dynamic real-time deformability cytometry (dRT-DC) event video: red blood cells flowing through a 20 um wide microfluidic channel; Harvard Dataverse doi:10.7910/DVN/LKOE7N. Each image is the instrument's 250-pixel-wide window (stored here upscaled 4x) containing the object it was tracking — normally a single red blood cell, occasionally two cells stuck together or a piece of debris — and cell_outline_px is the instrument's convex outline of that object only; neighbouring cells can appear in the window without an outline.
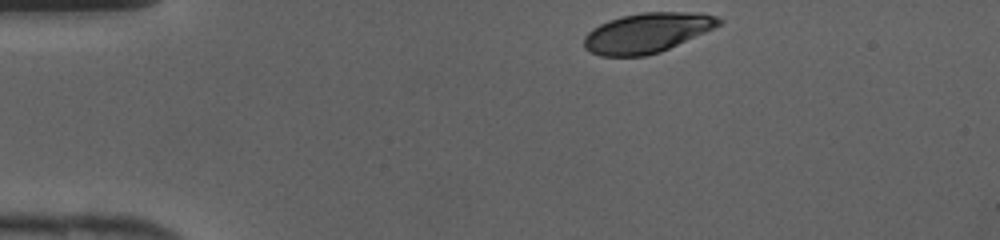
{"species": "human", "species_latin": "Homo sapiens", "temperature_condition": "cold", "stored_images_in_passage": 29, "camera_frame_rate_fps": 3000, "um_per_image_px": 0.085, "donor": {"sex": "female"}, "frame": {"image": 1, "passage_image": 1, "time_ms": 0.0, "image_size_px": [1000, 240], "cell_outline_px": [[724, 20], [720, 24], [704, 32], [660, 52], [644, 56], [600, 56], [584, 48], [584, 36], [592, 28], [608, 20], [620, 16], [640, 12], [700, 12], [716, 16]], "centroid_in_image_um": [54.97, 2.77], "position_along_channel_um": 30.0, "area_um2": 31.21}}
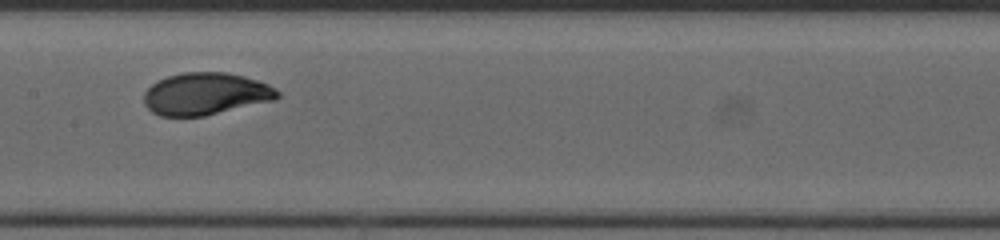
{"frame": {"image": 2, "passage_image": 15, "time_ms": 4.667, "image_size_px": [1000, 240], "cell_outline_px": [[280, 96], [276, 100], [204, 116], [160, 116], [152, 112], [144, 104], [144, 92], [156, 80], [168, 76], [184, 72], [228, 72], [244, 76], [268, 84], [276, 88], [280, 92]], "centroid_in_image_um": [17.49, 7.97], "position_along_channel_um": 189.9, "area_um2": 33.06}}
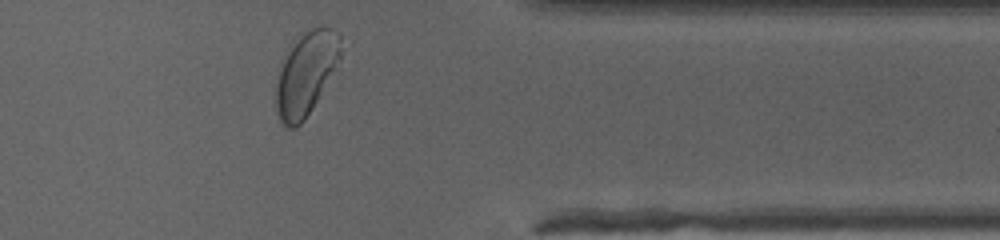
{"frame": {"image": 3, "passage_image": 28, "time_ms": 9.0, "image_size_px": [1000, 240], "cell_outline_px": [[352, 44], [304, 120], [296, 128], [288, 128], [280, 124], [276, 112], [276, 84], [280, 68], [292, 40], [312, 28], [332, 28], [340, 32]], "centroid_in_image_um": [26.14, 6.17], "position_along_channel_um": 385.3, "area_um2": 32.83}}